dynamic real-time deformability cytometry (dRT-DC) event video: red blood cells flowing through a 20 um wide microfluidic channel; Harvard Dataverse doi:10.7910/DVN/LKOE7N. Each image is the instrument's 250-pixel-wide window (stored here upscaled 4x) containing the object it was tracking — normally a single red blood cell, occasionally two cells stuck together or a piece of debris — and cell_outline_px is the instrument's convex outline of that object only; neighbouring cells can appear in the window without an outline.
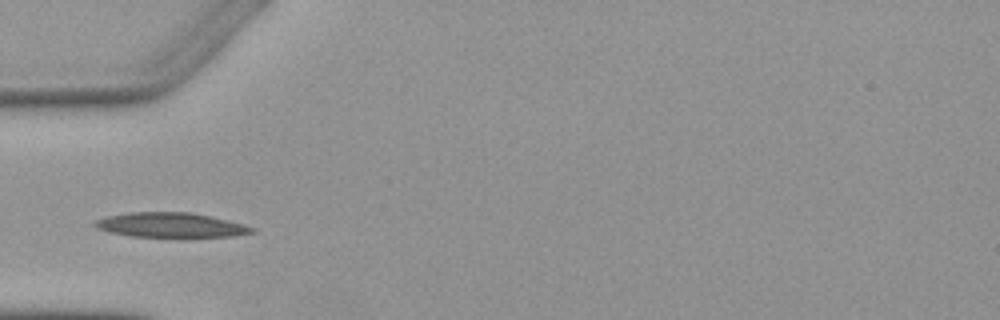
{"species": "Egyptian fruit bat (a non-hibernating species)", "species_latin": "Rousettus aegyptiacus", "temperature_condition": "warm", "stored_images_in_passage": 3, "camera_frame_rate_fps": 3000, "um_per_image_px": 0.085, "animal": {"sex": "female"}, "frame": {"image": 1, "passage_image": 2, "time_ms": 2.667, "image_size_px": [1000, 320], "cell_outline_px": [[256, 232], [232, 236], [188, 240], [180, 240], [132, 236], [108, 232], [96, 228], [92, 224], [96, 220], [108, 216], [128, 212], [192, 212], [212, 216], [244, 224], [256, 228]], "centroid_in_image_um": [14.58, 19.18], "position_along_channel_um": 70.4, "area_um2": 24.04}}